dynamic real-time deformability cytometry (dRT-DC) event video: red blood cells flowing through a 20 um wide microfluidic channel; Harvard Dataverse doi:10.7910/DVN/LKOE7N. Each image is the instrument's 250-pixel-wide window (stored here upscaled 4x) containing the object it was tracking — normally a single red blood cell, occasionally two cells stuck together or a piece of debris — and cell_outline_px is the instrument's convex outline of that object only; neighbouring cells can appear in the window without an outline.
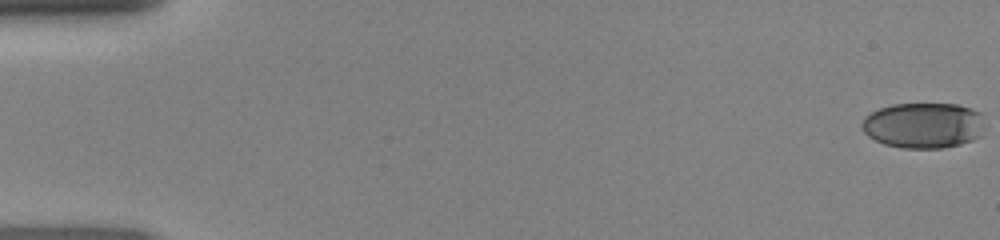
{"species": "human", "species_latin": "Homo sapiens", "temperature_condition": "room temperature", "stored_images_in_passage": 49, "camera_frame_rate_fps": 3000, "um_per_image_px": 0.085, "donor": {"sex": "female"}, "frame": {"image": 1, "passage_image": 1, "time_ms": 0.0, "image_size_px": [1000, 240], "cell_outline_px": [[984, 136], [960, 144], [944, 148], [904, 148], [884, 144], [868, 136], [860, 128], [860, 124], [864, 116], [880, 108], [892, 104], [956, 104], [980, 112]], "centroid_in_image_um": [78.47, 10.66], "position_along_channel_um": 6.5, "area_um2": 32.83}}
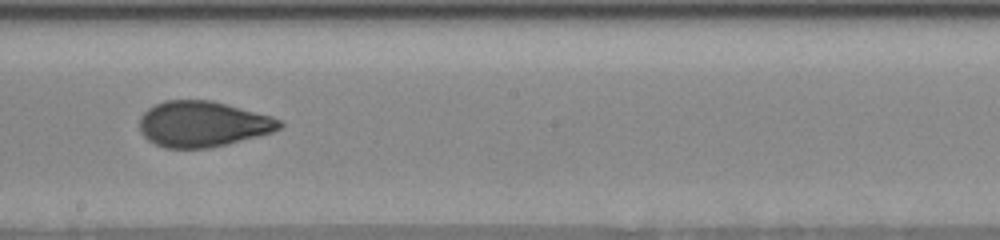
{"frame": {"image": 2, "passage_image": 28, "time_ms": 9.0, "image_size_px": [1000, 240], "cell_outline_px": [[284, 124], [280, 128], [272, 132], [228, 144], [208, 148], [164, 148], [148, 140], [140, 132], [140, 116], [148, 108], [164, 100], [212, 100], [272, 116], [284, 120]], "centroid_in_image_um": [17.24, 10.54], "position_along_channel_um": 231.0, "area_um2": 37.45}}
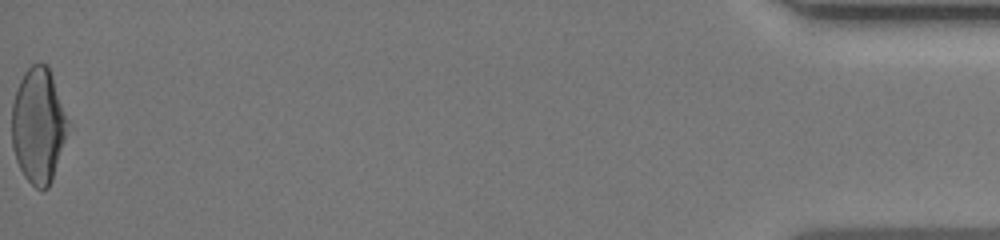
{"frame": {"image": 3, "passage_image": 49, "time_ms": 16.0, "image_size_px": [1000, 240], "cell_outline_px": [[68, 120], [64, 140], [52, 180], [48, 188], [36, 188], [24, 176], [16, 160], [12, 148], [12, 104], [20, 80], [24, 72], [32, 64], [48, 64]], "centroid_in_image_um": [3.23, 10.66], "position_along_channel_um": 432.0, "area_um2": 37.05}}